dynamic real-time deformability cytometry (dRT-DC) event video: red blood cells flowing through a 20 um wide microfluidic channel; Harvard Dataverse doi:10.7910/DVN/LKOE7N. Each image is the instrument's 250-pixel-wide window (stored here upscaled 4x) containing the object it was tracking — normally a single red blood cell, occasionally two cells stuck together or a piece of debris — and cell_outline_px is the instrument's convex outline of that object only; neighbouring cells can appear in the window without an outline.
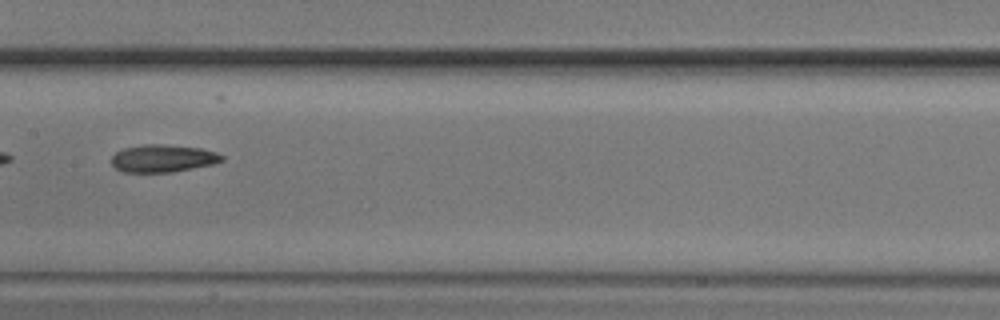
{"species": "common noctule bat (a hibernating species)", "species_latin": "Nyctalus noctula", "temperature_condition": "cold", "stored_images_in_passage": 9, "camera_frame_rate_fps": 3000, "um_per_image_px": 0.085, "animal": {"sex": "male", "body_mass_g": 20.5, "forearm_length_mm": 52.5}, "frame": {"image": 1, "passage_image": 6, "time_ms": 5.667, "image_size_px": [1000, 320], "cell_outline_px": [[224, 160], [212, 164], [172, 172], [124, 172], [116, 168], [112, 164], [112, 156], [116, 152], [124, 148], [144, 144], [164, 144], [200, 148], [216, 152], [224, 156]], "centroid_in_image_um": [13.85, 13.45], "position_along_channel_um": 193.6, "area_um2": 17.63}}
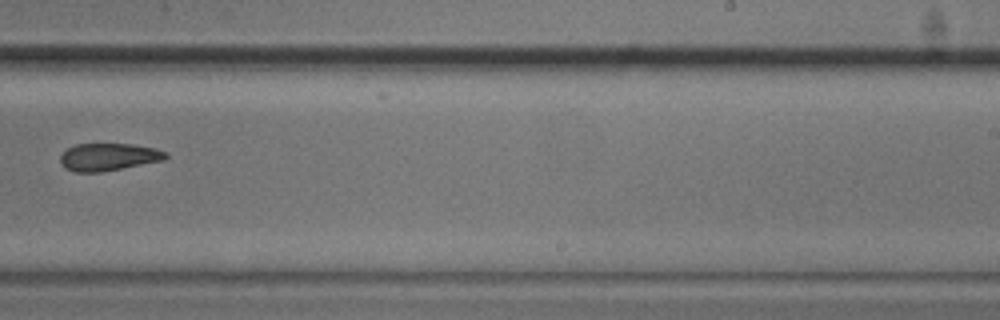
{"frame": {"image": 2, "passage_image": 8, "time_ms": 8.0, "image_size_px": [1000, 320], "cell_outline_px": [[168, 156], [164, 160], [100, 172], [76, 172], [64, 168], [60, 164], [60, 156], [68, 148], [76, 144], [132, 144], [156, 148], [168, 152]], "centroid_in_image_um": [9.23, 13.34], "position_along_channel_um": 279.8, "area_um2": 16.88}}
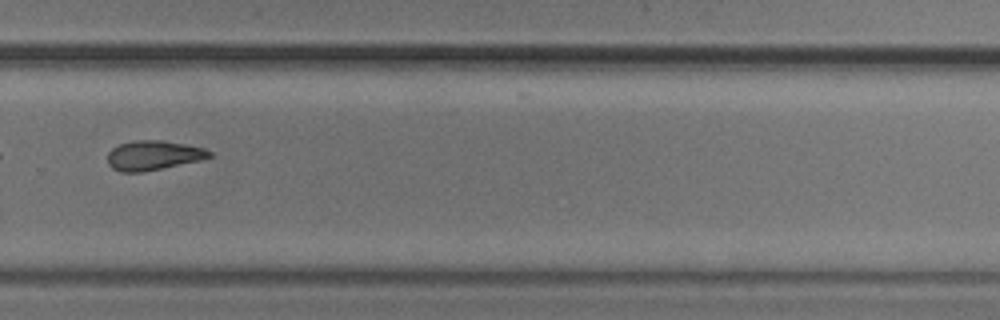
{"frame": {"image": 3, "passage_image": 9, "time_ms": 9.0, "image_size_px": [1000, 320], "cell_outline_px": [[212, 156], [200, 160], [144, 172], [120, 172], [112, 168], [108, 164], [108, 152], [112, 148], [120, 144], [136, 140], [160, 140], [184, 144], [204, 148], [212, 152]], "centroid_in_image_um": [13.02, 13.21], "position_along_channel_um": 316.8, "area_um2": 17.46}}